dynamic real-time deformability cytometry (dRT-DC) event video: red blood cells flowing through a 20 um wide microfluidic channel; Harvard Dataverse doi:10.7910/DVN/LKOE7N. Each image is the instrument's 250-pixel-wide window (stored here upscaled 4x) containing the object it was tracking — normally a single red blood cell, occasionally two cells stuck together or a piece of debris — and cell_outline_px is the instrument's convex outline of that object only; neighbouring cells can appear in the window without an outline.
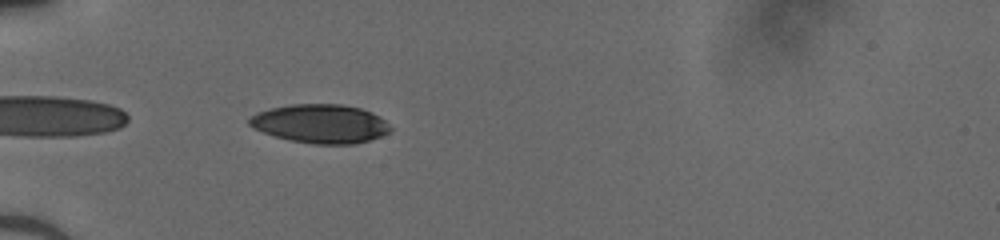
{"species": "human", "species_latin": "Homo sapiens", "temperature_condition": "cold", "stored_images_in_passage": 35, "camera_frame_rate_fps": 3000, "um_per_image_px": 0.085, "donor": {"sex": "male"}, "frame": {"image": 1, "passage_image": 2, "time_ms": 0.333, "image_size_px": [1000, 240], "cell_outline_px": [[392, 128], [388, 132], [380, 136], [368, 140], [352, 144], [316, 144], [292, 140], [276, 136], [264, 132], [248, 124], [248, 120], [256, 112], [272, 108], [292, 104], [340, 104], [360, 108], [372, 112], [384, 120]], "centroid_in_image_um": [27.25, 10.5], "position_along_channel_um": 57.8, "area_um2": 31.44}}
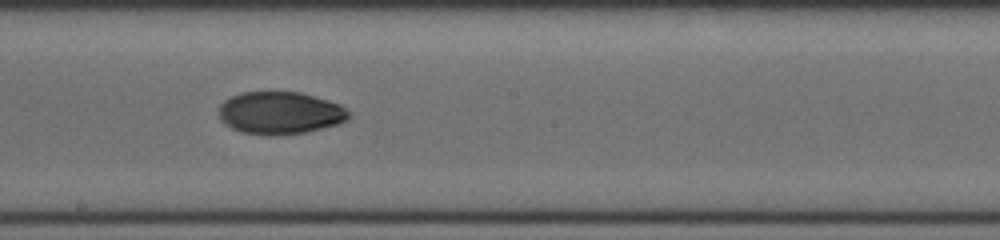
{"frame": {"image": 2, "passage_image": 15, "time_ms": 4.667, "image_size_px": [1000, 240], "cell_outline_px": [[348, 120], [336, 124], [304, 132], [272, 136], [240, 132], [224, 124], [220, 120], [220, 104], [224, 100], [240, 92], [300, 92], [328, 100], [340, 104], [348, 112]], "centroid_in_image_um": [23.77, 9.6], "position_along_channel_um": 224.4, "area_um2": 32.02}}
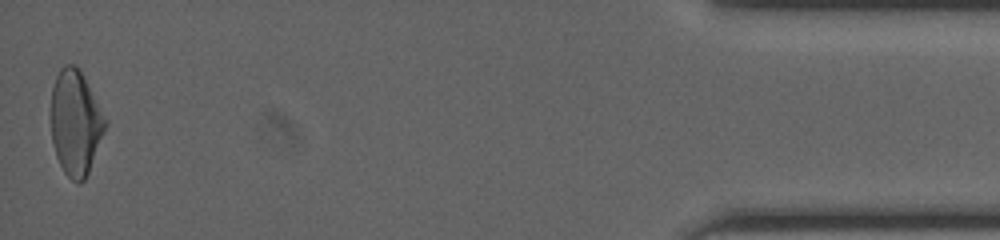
{"frame": {"image": 3, "passage_image": 35, "time_ms": 11.333, "image_size_px": [1000, 240], "cell_outline_px": [[104, 128], [88, 172], [84, 180], [80, 184], [76, 184], [64, 172], [56, 156], [52, 140], [52, 88], [56, 76], [60, 68], [64, 64], [76, 64], [80, 68], [104, 120]], "centroid_in_image_um": [6.36, 10.42], "position_along_channel_um": 428.8, "area_um2": 32.08}}